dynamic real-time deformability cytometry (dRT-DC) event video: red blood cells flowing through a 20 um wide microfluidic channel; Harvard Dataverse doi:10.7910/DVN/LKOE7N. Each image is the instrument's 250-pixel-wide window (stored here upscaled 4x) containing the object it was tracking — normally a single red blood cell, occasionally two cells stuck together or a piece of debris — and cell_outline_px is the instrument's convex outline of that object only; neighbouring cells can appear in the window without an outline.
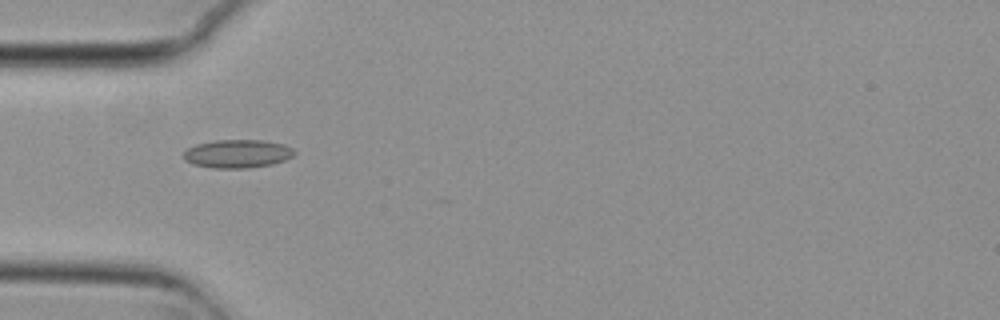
{"species": "common noctule bat (a hibernating species)", "species_latin": "Nyctalus noctula", "temperature_condition": "cold", "stored_images_in_passage": 39, "camera_frame_rate_fps": 3000, "um_per_image_px": 0.085, "animal": {"sex": "female", "body_mass_g": 29.2, "forearm_length_mm": 56.3}, "frame": {"image": 1, "passage_image": 1, "time_ms": 0.0, "image_size_px": [1000, 320], "cell_outline_px": [[296, 152], [292, 156], [284, 160], [272, 164], [248, 168], [212, 168], [192, 164], [184, 160], [184, 152], [188, 148], [196, 144], [216, 140], [264, 140], [284, 144], [292, 148]], "centroid_in_image_um": [20.18, 13.06], "position_along_channel_um": 64.8, "area_um2": 18.32}}
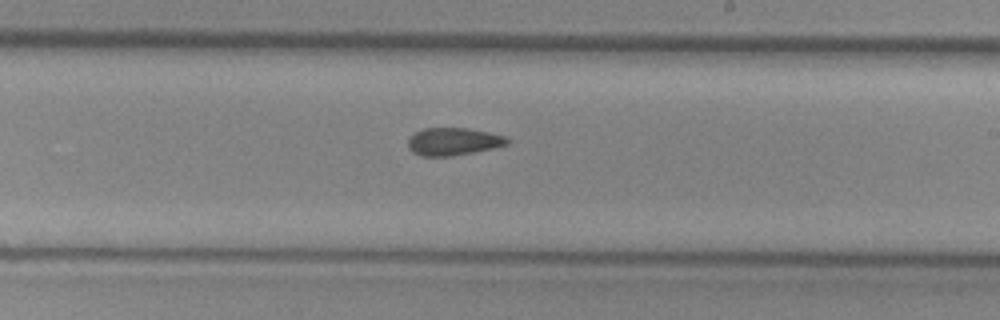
{"frame": {"image": 2, "passage_image": 16, "time_ms": 5.0, "image_size_px": [1000, 320], "cell_outline_px": [[508, 144], [492, 148], [452, 156], [420, 156], [412, 152], [408, 148], [408, 140], [416, 132], [424, 128], [468, 128], [488, 132], [504, 136], [508, 140]], "centroid_in_image_um": [38.49, 12.03], "position_along_channel_um": 250.5, "area_um2": 15.78}}
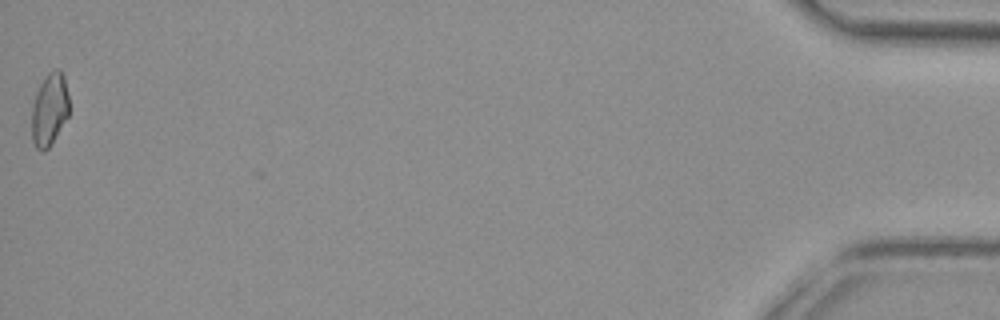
{"frame": {"image": 3, "passage_image": 39, "time_ms": 12.667, "image_size_px": [1000, 320], "cell_outline_px": [[68, 116], [48, 148], [44, 152], [36, 148], [32, 140], [32, 108], [36, 92], [44, 76], [48, 72], [56, 68], [60, 68], [64, 76], [68, 96]], "centroid_in_image_um": [4.2, 9.27], "position_along_channel_um": 431.0, "area_um2": 15.78}, "authors_computed_cell_mechanics": {"area_um2": 16.184, "velocity_mm_per_s": 3.7176, "shape_relaxation_time_tau1_ms": null, "shape_relaxation_time_tau2_ms": 4.4978, "deformation_change_tau1": null, "deformation_change_tau2": 0.1042}}